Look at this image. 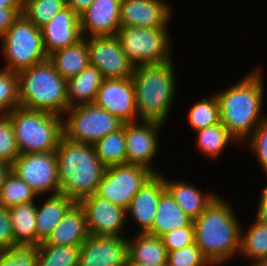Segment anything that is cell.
<instances>
[{
  "label": "cell",
  "instance_id": "obj_36",
  "mask_svg": "<svg viewBox=\"0 0 267 266\" xmlns=\"http://www.w3.org/2000/svg\"><path fill=\"white\" fill-rule=\"evenodd\" d=\"M38 245H14L0 250V266H37Z\"/></svg>",
  "mask_w": 267,
  "mask_h": 266
},
{
  "label": "cell",
  "instance_id": "obj_7",
  "mask_svg": "<svg viewBox=\"0 0 267 266\" xmlns=\"http://www.w3.org/2000/svg\"><path fill=\"white\" fill-rule=\"evenodd\" d=\"M0 41L4 69L18 73L48 59L41 28L36 27L23 14L14 21Z\"/></svg>",
  "mask_w": 267,
  "mask_h": 266
},
{
  "label": "cell",
  "instance_id": "obj_26",
  "mask_svg": "<svg viewBox=\"0 0 267 266\" xmlns=\"http://www.w3.org/2000/svg\"><path fill=\"white\" fill-rule=\"evenodd\" d=\"M103 79L104 77L99 69L90 64L78 75L69 78L67 80L69 108L94 103Z\"/></svg>",
  "mask_w": 267,
  "mask_h": 266
},
{
  "label": "cell",
  "instance_id": "obj_10",
  "mask_svg": "<svg viewBox=\"0 0 267 266\" xmlns=\"http://www.w3.org/2000/svg\"><path fill=\"white\" fill-rule=\"evenodd\" d=\"M153 175L154 173L144 166H110L106 168L95 194L126 209L134 195Z\"/></svg>",
  "mask_w": 267,
  "mask_h": 266
},
{
  "label": "cell",
  "instance_id": "obj_49",
  "mask_svg": "<svg viewBox=\"0 0 267 266\" xmlns=\"http://www.w3.org/2000/svg\"><path fill=\"white\" fill-rule=\"evenodd\" d=\"M250 266H267V259H262L254 263H251Z\"/></svg>",
  "mask_w": 267,
  "mask_h": 266
},
{
  "label": "cell",
  "instance_id": "obj_43",
  "mask_svg": "<svg viewBox=\"0 0 267 266\" xmlns=\"http://www.w3.org/2000/svg\"><path fill=\"white\" fill-rule=\"evenodd\" d=\"M22 14V8L0 7V39L13 25L14 21Z\"/></svg>",
  "mask_w": 267,
  "mask_h": 266
},
{
  "label": "cell",
  "instance_id": "obj_48",
  "mask_svg": "<svg viewBox=\"0 0 267 266\" xmlns=\"http://www.w3.org/2000/svg\"><path fill=\"white\" fill-rule=\"evenodd\" d=\"M9 112L0 104V119L8 117Z\"/></svg>",
  "mask_w": 267,
  "mask_h": 266
},
{
  "label": "cell",
  "instance_id": "obj_14",
  "mask_svg": "<svg viewBox=\"0 0 267 266\" xmlns=\"http://www.w3.org/2000/svg\"><path fill=\"white\" fill-rule=\"evenodd\" d=\"M79 205L84 209L90 235L126 237V227L130 222L125 208L96 194L82 199Z\"/></svg>",
  "mask_w": 267,
  "mask_h": 266
},
{
  "label": "cell",
  "instance_id": "obj_28",
  "mask_svg": "<svg viewBox=\"0 0 267 266\" xmlns=\"http://www.w3.org/2000/svg\"><path fill=\"white\" fill-rule=\"evenodd\" d=\"M14 245H37L36 201L8 208Z\"/></svg>",
  "mask_w": 267,
  "mask_h": 266
},
{
  "label": "cell",
  "instance_id": "obj_37",
  "mask_svg": "<svg viewBox=\"0 0 267 266\" xmlns=\"http://www.w3.org/2000/svg\"><path fill=\"white\" fill-rule=\"evenodd\" d=\"M0 104L8 111L20 106L18 73L0 67Z\"/></svg>",
  "mask_w": 267,
  "mask_h": 266
},
{
  "label": "cell",
  "instance_id": "obj_22",
  "mask_svg": "<svg viewBox=\"0 0 267 266\" xmlns=\"http://www.w3.org/2000/svg\"><path fill=\"white\" fill-rule=\"evenodd\" d=\"M168 179L164 175V183L166 189L173 196L175 202L181 207L185 214L192 220L198 218L207 208V206L215 199L218 193L198 188L196 184L188 183L182 180Z\"/></svg>",
  "mask_w": 267,
  "mask_h": 266
},
{
  "label": "cell",
  "instance_id": "obj_31",
  "mask_svg": "<svg viewBox=\"0 0 267 266\" xmlns=\"http://www.w3.org/2000/svg\"><path fill=\"white\" fill-rule=\"evenodd\" d=\"M93 146L106 167L126 164L125 123L121 129L98 140Z\"/></svg>",
  "mask_w": 267,
  "mask_h": 266
},
{
  "label": "cell",
  "instance_id": "obj_47",
  "mask_svg": "<svg viewBox=\"0 0 267 266\" xmlns=\"http://www.w3.org/2000/svg\"><path fill=\"white\" fill-rule=\"evenodd\" d=\"M11 170V165L5 162L0 161V189L3 185L5 177Z\"/></svg>",
  "mask_w": 267,
  "mask_h": 266
},
{
  "label": "cell",
  "instance_id": "obj_4",
  "mask_svg": "<svg viewBox=\"0 0 267 266\" xmlns=\"http://www.w3.org/2000/svg\"><path fill=\"white\" fill-rule=\"evenodd\" d=\"M55 153L60 194L72 198L76 203L95 194L107 167L99 160L94 146L62 137Z\"/></svg>",
  "mask_w": 267,
  "mask_h": 266
},
{
  "label": "cell",
  "instance_id": "obj_39",
  "mask_svg": "<svg viewBox=\"0 0 267 266\" xmlns=\"http://www.w3.org/2000/svg\"><path fill=\"white\" fill-rule=\"evenodd\" d=\"M20 155L9 117L0 119V161L12 164Z\"/></svg>",
  "mask_w": 267,
  "mask_h": 266
},
{
  "label": "cell",
  "instance_id": "obj_11",
  "mask_svg": "<svg viewBox=\"0 0 267 266\" xmlns=\"http://www.w3.org/2000/svg\"><path fill=\"white\" fill-rule=\"evenodd\" d=\"M11 171L25 181L38 196L60 193L58 159L55 151L20 154L12 162Z\"/></svg>",
  "mask_w": 267,
  "mask_h": 266
},
{
  "label": "cell",
  "instance_id": "obj_23",
  "mask_svg": "<svg viewBox=\"0 0 267 266\" xmlns=\"http://www.w3.org/2000/svg\"><path fill=\"white\" fill-rule=\"evenodd\" d=\"M41 197L44 199L41 205L38 203L39 200H36L37 245L49 237L53 229L76 204L72 198L60 193Z\"/></svg>",
  "mask_w": 267,
  "mask_h": 266
},
{
  "label": "cell",
  "instance_id": "obj_19",
  "mask_svg": "<svg viewBox=\"0 0 267 266\" xmlns=\"http://www.w3.org/2000/svg\"><path fill=\"white\" fill-rule=\"evenodd\" d=\"M121 0H94L79 17L83 38L114 36L121 27Z\"/></svg>",
  "mask_w": 267,
  "mask_h": 266
},
{
  "label": "cell",
  "instance_id": "obj_40",
  "mask_svg": "<svg viewBox=\"0 0 267 266\" xmlns=\"http://www.w3.org/2000/svg\"><path fill=\"white\" fill-rule=\"evenodd\" d=\"M249 150L257 158L259 166L264 173L267 172V117L255 128L251 136L246 140Z\"/></svg>",
  "mask_w": 267,
  "mask_h": 266
},
{
  "label": "cell",
  "instance_id": "obj_15",
  "mask_svg": "<svg viewBox=\"0 0 267 266\" xmlns=\"http://www.w3.org/2000/svg\"><path fill=\"white\" fill-rule=\"evenodd\" d=\"M94 104L119 118L123 123L139 121L132 78H104Z\"/></svg>",
  "mask_w": 267,
  "mask_h": 266
},
{
  "label": "cell",
  "instance_id": "obj_21",
  "mask_svg": "<svg viewBox=\"0 0 267 266\" xmlns=\"http://www.w3.org/2000/svg\"><path fill=\"white\" fill-rule=\"evenodd\" d=\"M89 235L84 209L76 203L39 245L80 246Z\"/></svg>",
  "mask_w": 267,
  "mask_h": 266
},
{
  "label": "cell",
  "instance_id": "obj_5",
  "mask_svg": "<svg viewBox=\"0 0 267 266\" xmlns=\"http://www.w3.org/2000/svg\"><path fill=\"white\" fill-rule=\"evenodd\" d=\"M20 106L63 116L69 108L67 80L46 61L18 72Z\"/></svg>",
  "mask_w": 267,
  "mask_h": 266
},
{
  "label": "cell",
  "instance_id": "obj_32",
  "mask_svg": "<svg viewBox=\"0 0 267 266\" xmlns=\"http://www.w3.org/2000/svg\"><path fill=\"white\" fill-rule=\"evenodd\" d=\"M41 198L36 192L11 170L5 177L0 189V206L10 208L12 206L34 202Z\"/></svg>",
  "mask_w": 267,
  "mask_h": 266
},
{
  "label": "cell",
  "instance_id": "obj_12",
  "mask_svg": "<svg viewBox=\"0 0 267 266\" xmlns=\"http://www.w3.org/2000/svg\"><path fill=\"white\" fill-rule=\"evenodd\" d=\"M163 126L162 123L146 120L125 123L126 164L144 166L154 174H161L152 162L159 154V135Z\"/></svg>",
  "mask_w": 267,
  "mask_h": 266
},
{
  "label": "cell",
  "instance_id": "obj_44",
  "mask_svg": "<svg viewBox=\"0 0 267 266\" xmlns=\"http://www.w3.org/2000/svg\"><path fill=\"white\" fill-rule=\"evenodd\" d=\"M258 199V206L254 218L262 224L267 225V193L262 189Z\"/></svg>",
  "mask_w": 267,
  "mask_h": 266
},
{
  "label": "cell",
  "instance_id": "obj_35",
  "mask_svg": "<svg viewBox=\"0 0 267 266\" xmlns=\"http://www.w3.org/2000/svg\"><path fill=\"white\" fill-rule=\"evenodd\" d=\"M66 6L65 0H23L22 14L41 28Z\"/></svg>",
  "mask_w": 267,
  "mask_h": 266
},
{
  "label": "cell",
  "instance_id": "obj_16",
  "mask_svg": "<svg viewBox=\"0 0 267 266\" xmlns=\"http://www.w3.org/2000/svg\"><path fill=\"white\" fill-rule=\"evenodd\" d=\"M79 266H128V238L89 235L80 245Z\"/></svg>",
  "mask_w": 267,
  "mask_h": 266
},
{
  "label": "cell",
  "instance_id": "obj_42",
  "mask_svg": "<svg viewBox=\"0 0 267 266\" xmlns=\"http://www.w3.org/2000/svg\"><path fill=\"white\" fill-rule=\"evenodd\" d=\"M14 246L11 218L7 208L0 206V250Z\"/></svg>",
  "mask_w": 267,
  "mask_h": 266
},
{
  "label": "cell",
  "instance_id": "obj_6",
  "mask_svg": "<svg viewBox=\"0 0 267 266\" xmlns=\"http://www.w3.org/2000/svg\"><path fill=\"white\" fill-rule=\"evenodd\" d=\"M20 154L55 151L63 137V117L21 106L8 114Z\"/></svg>",
  "mask_w": 267,
  "mask_h": 266
},
{
  "label": "cell",
  "instance_id": "obj_17",
  "mask_svg": "<svg viewBox=\"0 0 267 266\" xmlns=\"http://www.w3.org/2000/svg\"><path fill=\"white\" fill-rule=\"evenodd\" d=\"M171 6L166 0H121V26L169 27L174 17Z\"/></svg>",
  "mask_w": 267,
  "mask_h": 266
},
{
  "label": "cell",
  "instance_id": "obj_41",
  "mask_svg": "<svg viewBox=\"0 0 267 266\" xmlns=\"http://www.w3.org/2000/svg\"><path fill=\"white\" fill-rule=\"evenodd\" d=\"M168 251L178 250L195 243V228L193 222L188 226L175 229L161 237Z\"/></svg>",
  "mask_w": 267,
  "mask_h": 266
},
{
  "label": "cell",
  "instance_id": "obj_50",
  "mask_svg": "<svg viewBox=\"0 0 267 266\" xmlns=\"http://www.w3.org/2000/svg\"><path fill=\"white\" fill-rule=\"evenodd\" d=\"M265 176L267 177V172L265 173ZM262 189L267 193V184Z\"/></svg>",
  "mask_w": 267,
  "mask_h": 266
},
{
  "label": "cell",
  "instance_id": "obj_29",
  "mask_svg": "<svg viewBox=\"0 0 267 266\" xmlns=\"http://www.w3.org/2000/svg\"><path fill=\"white\" fill-rule=\"evenodd\" d=\"M196 135V150L210 159L222 156L227 146L238 142L229 134L227 128L220 122L216 125L198 130Z\"/></svg>",
  "mask_w": 267,
  "mask_h": 266
},
{
  "label": "cell",
  "instance_id": "obj_46",
  "mask_svg": "<svg viewBox=\"0 0 267 266\" xmlns=\"http://www.w3.org/2000/svg\"><path fill=\"white\" fill-rule=\"evenodd\" d=\"M23 0H0L2 8H22Z\"/></svg>",
  "mask_w": 267,
  "mask_h": 266
},
{
  "label": "cell",
  "instance_id": "obj_18",
  "mask_svg": "<svg viewBox=\"0 0 267 266\" xmlns=\"http://www.w3.org/2000/svg\"><path fill=\"white\" fill-rule=\"evenodd\" d=\"M165 190L164 175L154 174L132 198L126 208V217L137 225L138 233H147L151 229L160 195Z\"/></svg>",
  "mask_w": 267,
  "mask_h": 266
},
{
  "label": "cell",
  "instance_id": "obj_45",
  "mask_svg": "<svg viewBox=\"0 0 267 266\" xmlns=\"http://www.w3.org/2000/svg\"><path fill=\"white\" fill-rule=\"evenodd\" d=\"M93 1L94 0H67V6L80 17Z\"/></svg>",
  "mask_w": 267,
  "mask_h": 266
},
{
  "label": "cell",
  "instance_id": "obj_24",
  "mask_svg": "<svg viewBox=\"0 0 267 266\" xmlns=\"http://www.w3.org/2000/svg\"><path fill=\"white\" fill-rule=\"evenodd\" d=\"M135 235L128 238V266L167 264V250L160 237L138 232Z\"/></svg>",
  "mask_w": 267,
  "mask_h": 266
},
{
  "label": "cell",
  "instance_id": "obj_30",
  "mask_svg": "<svg viewBox=\"0 0 267 266\" xmlns=\"http://www.w3.org/2000/svg\"><path fill=\"white\" fill-rule=\"evenodd\" d=\"M239 257H244L254 263L267 259V225L253 218L247 232L241 227Z\"/></svg>",
  "mask_w": 267,
  "mask_h": 266
},
{
  "label": "cell",
  "instance_id": "obj_20",
  "mask_svg": "<svg viewBox=\"0 0 267 266\" xmlns=\"http://www.w3.org/2000/svg\"><path fill=\"white\" fill-rule=\"evenodd\" d=\"M43 44L47 55L76 44L81 40L79 16L68 6L59 11L41 27Z\"/></svg>",
  "mask_w": 267,
  "mask_h": 266
},
{
  "label": "cell",
  "instance_id": "obj_8",
  "mask_svg": "<svg viewBox=\"0 0 267 266\" xmlns=\"http://www.w3.org/2000/svg\"><path fill=\"white\" fill-rule=\"evenodd\" d=\"M168 28L121 26L116 37L134 67L162 63L173 60L174 46Z\"/></svg>",
  "mask_w": 267,
  "mask_h": 266
},
{
  "label": "cell",
  "instance_id": "obj_25",
  "mask_svg": "<svg viewBox=\"0 0 267 266\" xmlns=\"http://www.w3.org/2000/svg\"><path fill=\"white\" fill-rule=\"evenodd\" d=\"M192 222L193 220L185 214L166 189L160 195L157 213L153 225L147 234L161 238L166 233L175 229L188 227Z\"/></svg>",
  "mask_w": 267,
  "mask_h": 266
},
{
  "label": "cell",
  "instance_id": "obj_1",
  "mask_svg": "<svg viewBox=\"0 0 267 266\" xmlns=\"http://www.w3.org/2000/svg\"><path fill=\"white\" fill-rule=\"evenodd\" d=\"M262 68H253L235 84L214 92L219 103L220 122L238 145L244 144L267 117V114L261 113L265 105V79Z\"/></svg>",
  "mask_w": 267,
  "mask_h": 266
},
{
  "label": "cell",
  "instance_id": "obj_34",
  "mask_svg": "<svg viewBox=\"0 0 267 266\" xmlns=\"http://www.w3.org/2000/svg\"><path fill=\"white\" fill-rule=\"evenodd\" d=\"M37 266H79L80 246L38 245Z\"/></svg>",
  "mask_w": 267,
  "mask_h": 266
},
{
  "label": "cell",
  "instance_id": "obj_33",
  "mask_svg": "<svg viewBox=\"0 0 267 266\" xmlns=\"http://www.w3.org/2000/svg\"><path fill=\"white\" fill-rule=\"evenodd\" d=\"M203 97L191 105L187 114V123L194 133L220 123L219 103L215 93Z\"/></svg>",
  "mask_w": 267,
  "mask_h": 266
},
{
  "label": "cell",
  "instance_id": "obj_27",
  "mask_svg": "<svg viewBox=\"0 0 267 266\" xmlns=\"http://www.w3.org/2000/svg\"><path fill=\"white\" fill-rule=\"evenodd\" d=\"M48 60L64 79L78 75L89 65L87 38L76 44L57 50L48 56Z\"/></svg>",
  "mask_w": 267,
  "mask_h": 266
},
{
  "label": "cell",
  "instance_id": "obj_2",
  "mask_svg": "<svg viewBox=\"0 0 267 266\" xmlns=\"http://www.w3.org/2000/svg\"><path fill=\"white\" fill-rule=\"evenodd\" d=\"M217 195L195 220V243L212 266L238 256L242 223L230 202Z\"/></svg>",
  "mask_w": 267,
  "mask_h": 266
},
{
  "label": "cell",
  "instance_id": "obj_13",
  "mask_svg": "<svg viewBox=\"0 0 267 266\" xmlns=\"http://www.w3.org/2000/svg\"><path fill=\"white\" fill-rule=\"evenodd\" d=\"M87 47L89 64L97 67L104 78H132L134 65L124 54L116 35L88 37Z\"/></svg>",
  "mask_w": 267,
  "mask_h": 266
},
{
  "label": "cell",
  "instance_id": "obj_9",
  "mask_svg": "<svg viewBox=\"0 0 267 266\" xmlns=\"http://www.w3.org/2000/svg\"><path fill=\"white\" fill-rule=\"evenodd\" d=\"M63 117V137L70 141L94 145L124 123L94 103L70 107Z\"/></svg>",
  "mask_w": 267,
  "mask_h": 266
},
{
  "label": "cell",
  "instance_id": "obj_38",
  "mask_svg": "<svg viewBox=\"0 0 267 266\" xmlns=\"http://www.w3.org/2000/svg\"><path fill=\"white\" fill-rule=\"evenodd\" d=\"M167 266H212L196 243L167 252Z\"/></svg>",
  "mask_w": 267,
  "mask_h": 266
},
{
  "label": "cell",
  "instance_id": "obj_3",
  "mask_svg": "<svg viewBox=\"0 0 267 266\" xmlns=\"http://www.w3.org/2000/svg\"><path fill=\"white\" fill-rule=\"evenodd\" d=\"M174 65L171 60L134 67L132 81L140 120L168 122L178 91Z\"/></svg>",
  "mask_w": 267,
  "mask_h": 266
}]
</instances>
